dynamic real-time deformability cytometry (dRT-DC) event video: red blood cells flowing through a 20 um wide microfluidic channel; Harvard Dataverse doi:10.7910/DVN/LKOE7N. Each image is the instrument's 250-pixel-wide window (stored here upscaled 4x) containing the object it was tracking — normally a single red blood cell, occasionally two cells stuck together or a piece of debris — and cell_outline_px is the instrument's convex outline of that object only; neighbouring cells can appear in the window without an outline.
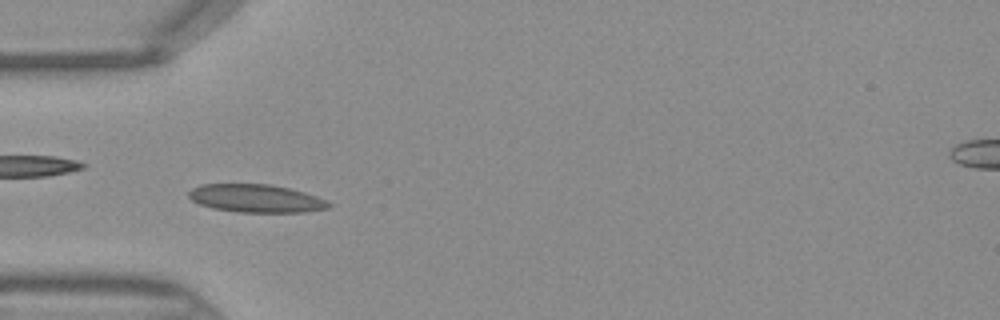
{"species": "Egyptian fruit bat (a non-hibernating species)", "species_latin": "Rousettus aegyptiacus", "temperature_condition": "warm", "stored_images_in_passage": 43, "camera_frame_rate_fps": 3000, "um_per_image_px": 0.085, "frame": {"image": 1, "passage_image": 12, "time_ms": 3.667, "image_size_px": [1000, 320], "cell_outline_px": [[332, 204], [328, 208], [304, 212], [236, 212], [212, 208], [200, 204], [192, 200], [188, 196], [188, 192], [192, 188], [204, 184], [268, 184], [288, 188], [304, 192], [316, 196]], "centroid_in_image_um": [21.74, 16.87], "position_along_channel_um": 63.3, "area_um2": 22.72}}
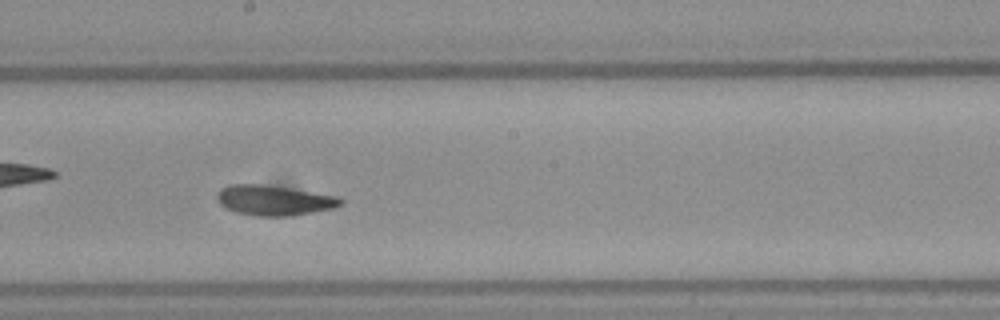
{"frame": {"image": 2, "passage_image": 23, "time_ms": 7.333, "image_size_px": [1000, 320], "cell_outline_px": [[344, 200], [340, 204], [332, 208], [312, 212], [288, 216], [256, 216], [236, 212], [220, 204], [216, 200], [216, 192], [220, 188], [232, 184], [260, 184], [288, 188], [336, 196]], "centroid_in_image_um": [23.22, 17.02], "position_along_channel_um": 225.0, "area_um2": 21.44}}
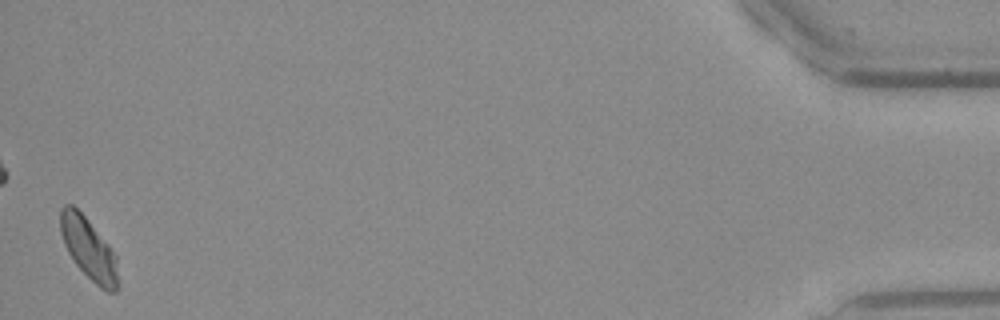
{"frame": {"image": 3, "passage_image": 43, "time_ms": 14.0, "image_size_px": [1000, 320], "cell_outline_px": [[120, 288], [116, 292], [108, 292], [100, 288], [76, 264], [68, 252], [64, 244], [60, 232], [60, 208], [64, 204], [72, 204], [88, 220], [108, 244], [116, 256], [120, 284]], "centroid_in_image_um": [7.56, 21.17], "position_along_channel_um": 427.6, "area_um2": 20.81}}